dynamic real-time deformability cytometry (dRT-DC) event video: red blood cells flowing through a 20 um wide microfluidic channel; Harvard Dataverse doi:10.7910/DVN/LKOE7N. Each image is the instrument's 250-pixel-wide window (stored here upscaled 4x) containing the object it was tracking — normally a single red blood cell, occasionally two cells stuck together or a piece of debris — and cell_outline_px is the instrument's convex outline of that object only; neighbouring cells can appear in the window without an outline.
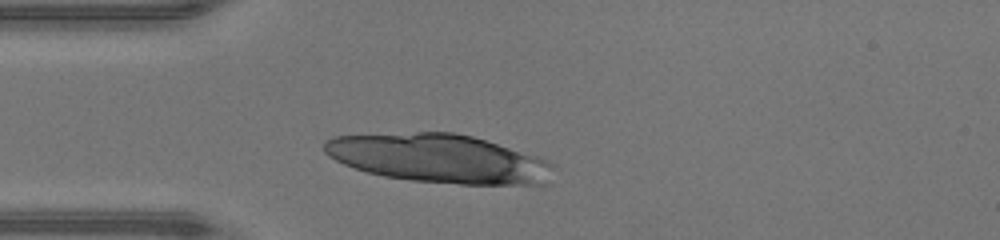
{"species": "human", "species_latin": "Homo sapiens", "temperature_condition": "warm", "stored_images_in_passage": 26, "camera_frame_rate_fps": 3000, "um_per_image_px": 0.085, "donor": {"sex": "male"}, "frame": {"image": 1, "passage_image": 1, "time_ms": 0.0, "image_size_px": [1000, 240], "cell_outline_px": [[552, 168], [544, 184], [460, 184], [412, 180], [384, 176], [368, 172], [344, 164], [328, 156], [324, 152], [324, 140], [332, 136], [416, 132], [452, 132], [472, 136], [536, 156], [548, 160], [552, 164]], "centroid_in_image_um": [37.24, 13.46], "position_along_channel_um": 47.8, "area_um2": 64.27}}